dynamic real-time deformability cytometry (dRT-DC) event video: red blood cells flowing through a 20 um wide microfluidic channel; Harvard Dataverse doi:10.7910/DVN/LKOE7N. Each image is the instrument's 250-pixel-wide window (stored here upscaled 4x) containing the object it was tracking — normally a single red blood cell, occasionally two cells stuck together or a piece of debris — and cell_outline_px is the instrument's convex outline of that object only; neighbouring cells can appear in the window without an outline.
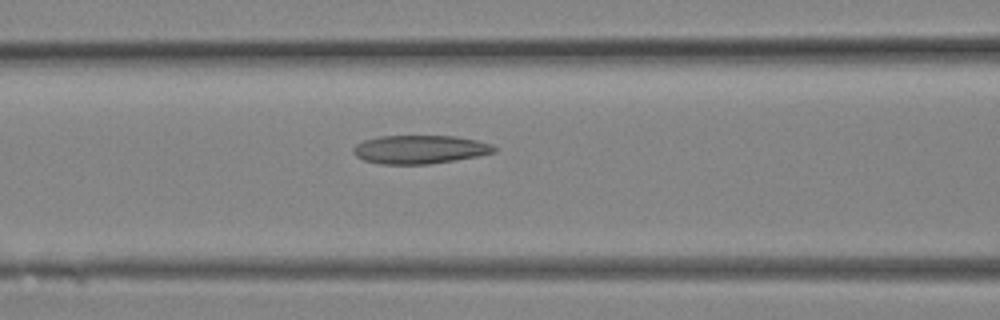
{"species": "Egyptian fruit bat (a non-hibernating species)", "species_latin": "Rousettus aegyptiacus", "temperature_condition": "room temperature", "stored_images_in_passage": 18, "camera_frame_rate_fps": 3000, "um_per_image_px": 0.085, "animal": {"sex": "female"}, "frame": {"image": 1, "passage_image": 10, "time_ms": 3.0, "image_size_px": [1000, 320], "cell_outline_px": [[496, 152], [480, 156], [456, 160], [428, 164], [380, 164], [364, 160], [356, 156], [352, 152], [352, 148], [356, 144], [364, 140], [380, 136], [456, 136], [476, 140], [492, 144], [496, 148]], "centroid_in_image_um": [35.69, 12.7], "position_along_channel_um": 130.9, "area_um2": 23.52}}
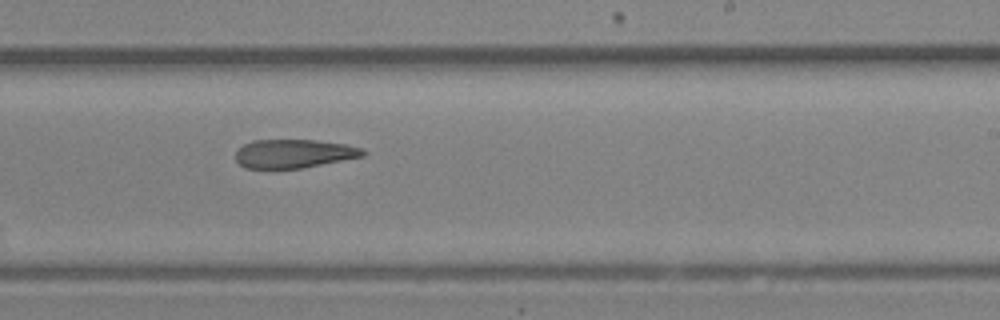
{"frame": {"image": 2, "passage_image": 15, "time_ms": 4.667, "image_size_px": [1000, 320], "cell_outline_px": [[368, 152], [364, 156], [300, 168], [244, 168], [236, 160], [236, 152], [244, 144], [252, 140], [316, 140], [344, 144], [364, 148]], "centroid_in_image_um": [25.0, 13.05], "position_along_channel_um": 264.0, "area_um2": 21.15}}
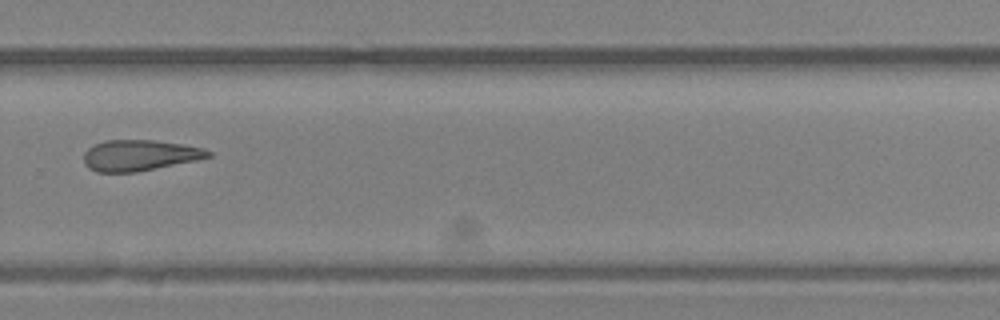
{"frame": {"image": 3, "passage_image": 17, "time_ms": 5.333, "image_size_px": [1000, 320], "cell_outline_px": [[212, 156], [200, 160], [136, 172], [96, 172], [88, 168], [84, 164], [84, 152], [92, 144], [104, 140], [152, 140], [184, 144], [204, 148], [212, 152]], "centroid_in_image_um": [11.88, 13.2], "position_along_channel_um": 317.9, "area_um2": 22.77}}